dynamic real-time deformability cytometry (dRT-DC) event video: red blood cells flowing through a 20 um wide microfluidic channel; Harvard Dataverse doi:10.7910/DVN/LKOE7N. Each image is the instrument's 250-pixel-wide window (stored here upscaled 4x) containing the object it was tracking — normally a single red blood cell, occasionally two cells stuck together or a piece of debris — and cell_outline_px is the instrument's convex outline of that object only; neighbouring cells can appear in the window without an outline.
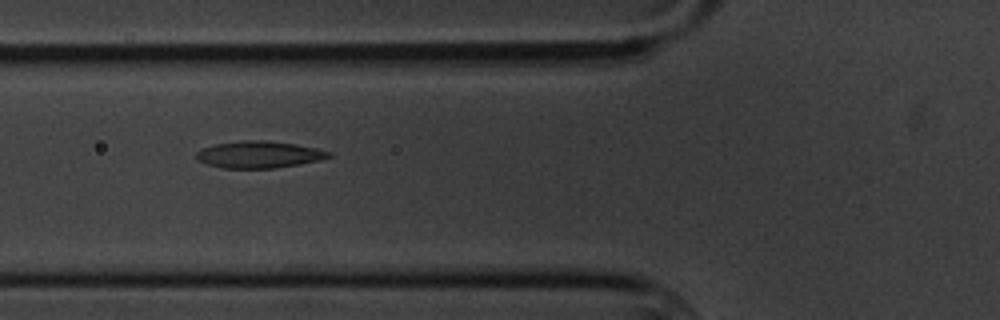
{"species": "common noctule bat (a hibernating species)", "species_latin": "Nyctalus noctula", "temperature_condition": "cold", "stored_images_in_passage": 14, "camera_frame_rate_fps": 3000, "um_per_image_px": 0.085, "animal": {"sex": "male", "body_mass_g": 20.1, "forearm_length_mm": 53.5}, "frame": {"image": 1, "passage_image": 5, "time_ms": 5.667, "image_size_px": [1000, 320], "cell_outline_px": [[332, 156], [320, 160], [276, 168], [220, 168], [196, 160], [196, 152], [204, 148], [216, 144], [240, 140], [264, 140], [296, 144], [316, 148], [332, 152]], "centroid_in_image_um": [22.02, 13.13], "position_along_channel_um": 103.8, "area_um2": 20.75}}
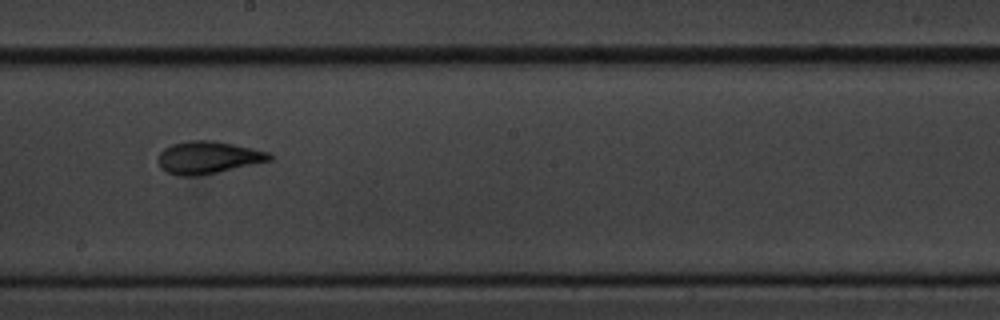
{"frame": {"image": 2, "passage_image": 8, "time_ms": 9.333, "image_size_px": [1000, 320], "cell_outline_px": [[272, 160], [216, 172], [196, 176], [180, 176], [168, 172], [160, 168], [156, 160], [160, 152], [164, 148], [172, 144], [188, 140], [216, 140], [252, 148], [268, 152], [272, 156]], "centroid_in_image_um": [17.64, 13.37], "position_along_channel_um": 230.6, "area_um2": 21.04}}
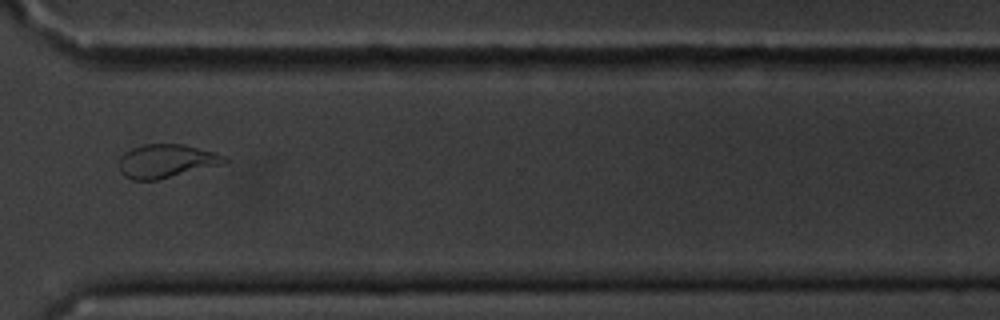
{"frame": {"image": 3, "passage_image": 11, "time_ms": 13.0, "image_size_px": [1000, 320], "cell_outline_px": [[228, 164], [156, 180], [132, 180], [124, 176], [120, 172], [120, 156], [124, 152], [132, 148], [144, 144], [184, 144], [216, 152], [224, 156], [228, 160]], "centroid_in_image_um": [14.18, 13.69], "position_along_channel_um": 356.4, "area_um2": 20.92}, "authors_computed_cell_mechanics": {"area_um2": 20.7213, "velocity_mm_per_s": 3.4365, "shape_relaxation_time_tau1_ms": 2.978, "shape_relaxation_time_tau2_ms": 1.3658, "deformation_change_tau1": 0.1236, "deformation_change_tau2": 0.0611}}